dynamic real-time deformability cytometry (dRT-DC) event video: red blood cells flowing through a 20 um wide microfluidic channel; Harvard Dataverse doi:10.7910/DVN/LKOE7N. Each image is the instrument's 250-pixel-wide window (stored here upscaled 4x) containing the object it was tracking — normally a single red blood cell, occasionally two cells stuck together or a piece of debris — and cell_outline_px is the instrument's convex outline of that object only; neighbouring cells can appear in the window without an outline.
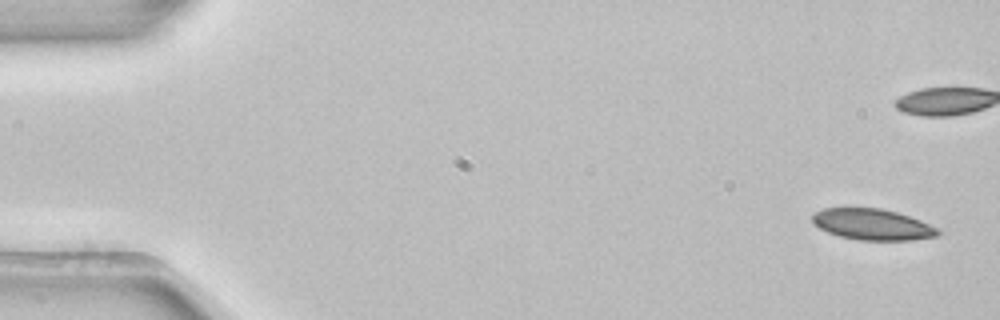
{"species": "common noctule bat (a hibernating species)", "species_latin": "Nyctalus noctula", "temperature_condition": "room temperature", "stored_images_in_passage": 5, "camera_frame_rate_fps": 3000, "um_per_image_px": 0.085, "animal": {"sex": "female", "body_mass_g": 22.7, "forearm_length_mm": 54.2}, "frame": {"image": 1, "passage_image": 1, "time_ms": 0.0, "image_size_px": [1000, 320], "cell_outline_px": [[940, 232], [936, 236], [912, 240], [860, 240], [840, 236], [828, 232], [820, 228], [812, 220], [812, 216], [816, 212], [824, 208], [880, 208], [896, 212], [920, 220], [936, 228]], "centroid_in_image_um": [74.15, 19.08], "position_along_channel_um": 10.9, "area_um2": 22.37}}